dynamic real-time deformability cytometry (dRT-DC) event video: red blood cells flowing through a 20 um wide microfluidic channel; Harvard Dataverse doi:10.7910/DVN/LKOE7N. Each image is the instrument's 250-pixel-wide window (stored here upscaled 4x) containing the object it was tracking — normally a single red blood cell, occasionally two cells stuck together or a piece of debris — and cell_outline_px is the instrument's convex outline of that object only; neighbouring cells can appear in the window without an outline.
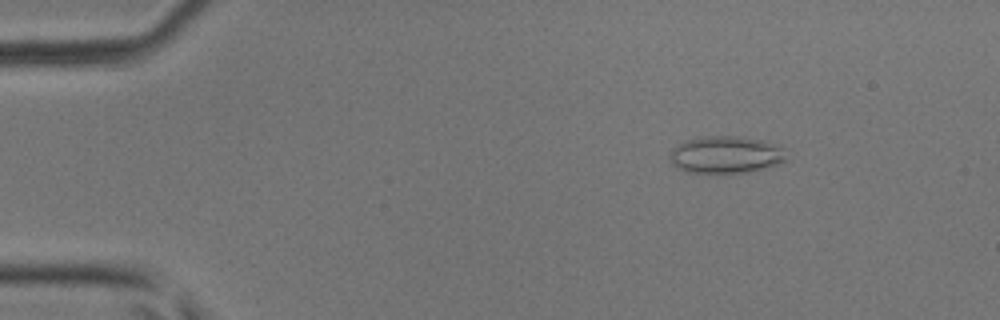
{"species": "common noctule bat (a hibernating species)", "species_latin": "Nyctalus noctula", "temperature_condition": "room temperature", "stored_images_in_passage": 43, "camera_frame_rate_fps": 3000, "um_per_image_px": 0.085, "animal": {"sex": "male", "body_mass_g": 17.9, "forearm_length_mm": 54.2}, "frame": {"image": 1, "passage_image": 7, "time_ms": 2.0, "image_size_px": [1000, 320], "cell_outline_px": [[788, 160], [764, 168], [748, 172], [716, 176], [688, 172], [676, 168], [672, 164], [668, 156], [672, 148], [688, 140], [700, 136], [740, 136], [764, 140], [784, 148]], "centroid_in_image_um": [61.67, 13.19], "position_along_channel_um": 23.3, "area_um2": 26.18}}
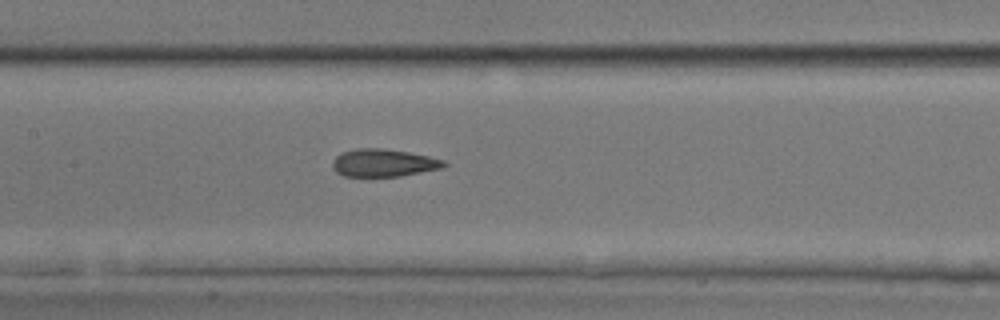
{"frame": {"image": 2, "passage_image": 23, "time_ms": 7.333, "image_size_px": [1000, 320], "cell_outline_px": [[448, 164], [440, 168], [400, 176], [344, 176], [336, 172], [332, 168], [332, 160], [340, 152], [356, 148], [384, 148], [408, 152], [428, 156], [444, 160]], "centroid_in_image_um": [32.55, 13.83], "position_along_channel_um": 174.9, "area_um2": 17.98}}
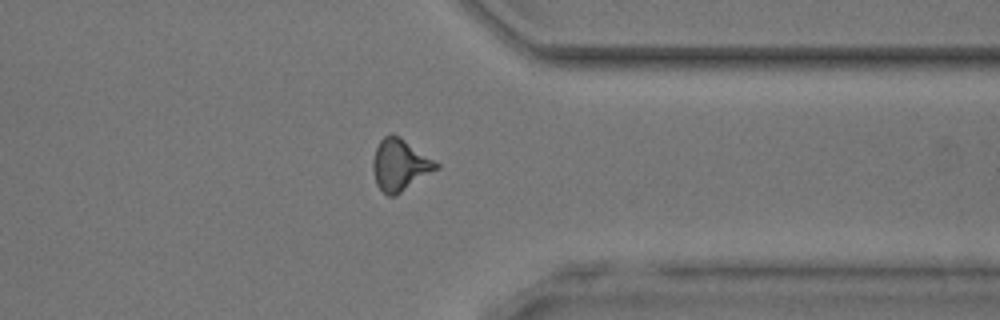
{"frame": {"image": 3, "passage_image": 37, "time_ms": 12.0, "image_size_px": [1000, 320], "cell_outline_px": [[440, 168], [396, 196], [388, 196], [376, 184], [372, 168], [372, 160], [376, 148], [380, 140], [384, 136], [400, 136], [440, 164]], "centroid_in_image_um": [34.01, 14.04], "position_along_channel_um": 377.4, "area_um2": 19.07}}